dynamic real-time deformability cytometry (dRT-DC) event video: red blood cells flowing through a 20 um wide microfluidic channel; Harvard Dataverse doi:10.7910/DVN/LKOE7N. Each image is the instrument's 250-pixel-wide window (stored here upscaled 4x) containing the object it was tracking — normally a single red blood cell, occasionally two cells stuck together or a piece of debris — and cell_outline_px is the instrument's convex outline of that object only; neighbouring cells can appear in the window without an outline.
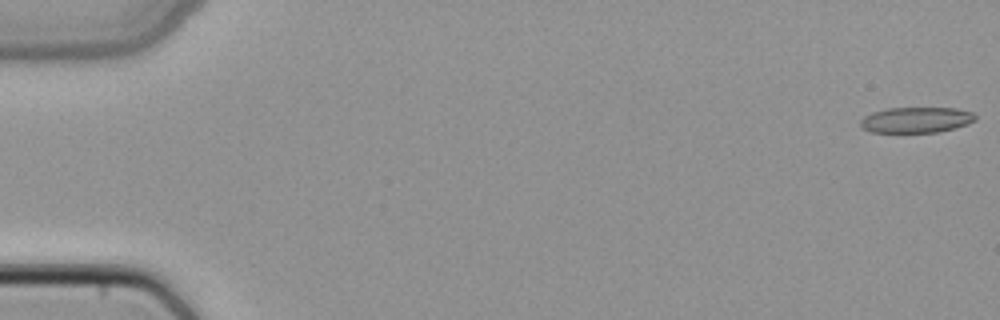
{"species": "common noctule bat (a hibernating species)", "species_latin": "Nyctalus noctula", "temperature_condition": "cold", "stored_images_in_passage": 5, "camera_frame_rate_fps": 3000, "um_per_image_px": 0.085, "animal": {"sex": "female", "body_mass_g": 22.7, "forearm_length_mm": 54.2}, "frame": {"image": 1, "passage_image": 1, "time_ms": 0.0, "image_size_px": [1000, 320], "cell_outline_px": [[976, 120], [968, 124], [936, 132], [868, 132], [860, 128], [860, 120], [864, 116], [872, 112], [888, 108], [956, 108], [972, 112], [976, 116]], "centroid_in_image_um": [77.84, 10.19], "position_along_channel_um": 7.2, "area_um2": 17.22}}
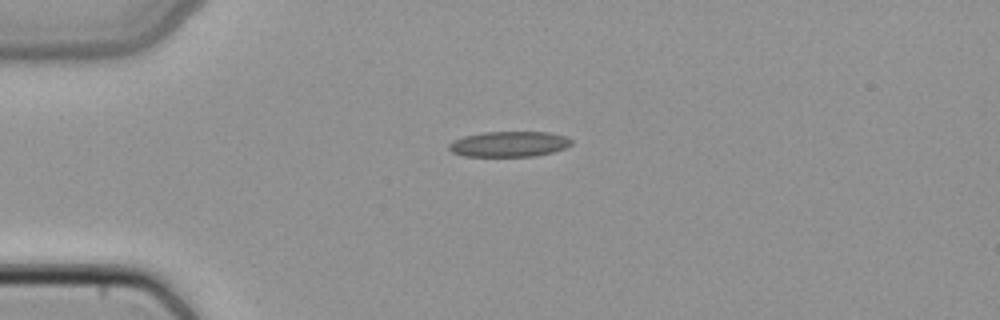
{"frame": {"image": 2, "passage_image": 4, "time_ms": 1.0, "image_size_px": [1000, 320], "cell_outline_px": [[572, 144], [564, 148], [552, 152], [536, 156], [464, 156], [452, 152], [448, 148], [448, 144], [452, 140], [464, 136], [484, 132], [548, 132], [568, 136], [572, 140]], "centroid_in_image_um": [43.27, 12.24], "position_along_channel_um": 41.7, "area_um2": 18.26}}